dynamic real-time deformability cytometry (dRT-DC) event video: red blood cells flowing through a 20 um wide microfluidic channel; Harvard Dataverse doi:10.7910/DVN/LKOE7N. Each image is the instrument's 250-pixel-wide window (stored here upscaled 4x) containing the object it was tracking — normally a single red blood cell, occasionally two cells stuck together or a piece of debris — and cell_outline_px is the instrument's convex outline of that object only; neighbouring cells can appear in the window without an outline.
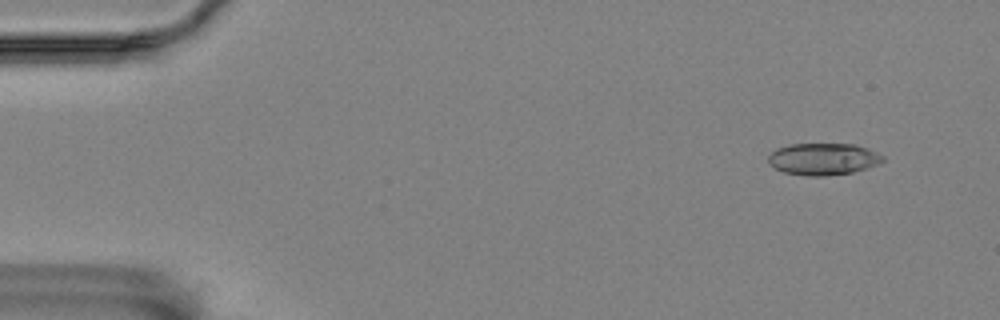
{"species": "Egyptian fruit bat (a non-hibernating species)", "species_latin": "Rousettus aegyptiacus", "temperature_condition": "room temperature", "stored_images_in_passage": 5, "camera_frame_rate_fps": 3000, "um_per_image_px": 0.085, "animal": {"sex": "female"}, "frame": {"image": 1, "passage_image": 1, "time_ms": 0.0, "image_size_px": [1000, 320], "cell_outline_px": [[884, 160], [876, 164], [852, 172], [824, 176], [808, 176], [784, 172], [768, 164], [768, 156], [776, 148], [788, 144], [856, 144], [868, 148], [884, 156]], "centroid_in_image_um": [69.94, 13.5], "position_along_channel_um": 15.1, "area_um2": 21.21}}